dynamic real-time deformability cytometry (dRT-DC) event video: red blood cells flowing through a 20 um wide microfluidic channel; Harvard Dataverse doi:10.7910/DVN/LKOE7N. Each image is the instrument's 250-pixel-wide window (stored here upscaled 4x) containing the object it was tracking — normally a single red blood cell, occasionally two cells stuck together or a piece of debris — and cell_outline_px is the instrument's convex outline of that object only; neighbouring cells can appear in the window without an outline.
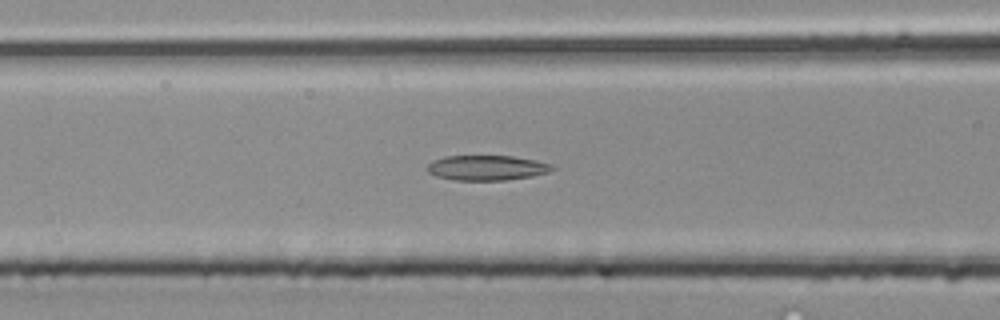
{"species": "common noctule bat (a hibernating species)", "species_latin": "Nyctalus noctula", "temperature_condition": "room temperature", "stored_images_in_passage": 45, "segment_of_instrument_passage": [2, 2], "camera_frame_rate_fps": 3000, "um_per_image_px": 0.085, "animal": {"sex": "male", "body_mass_g": 20.4}, "frame": {"image": 1, "passage_image": 17, "time_ms": 5.333, "image_size_px": [1000, 320], "cell_outline_px": [[556, 168], [548, 172], [532, 176], [504, 180], [456, 180], [436, 176], [428, 172], [428, 164], [432, 160], [444, 156], [512, 156], [552, 164]], "centroid_in_image_um": [41.36, 14.26], "position_along_channel_um": 125.2, "area_um2": 18.09}}
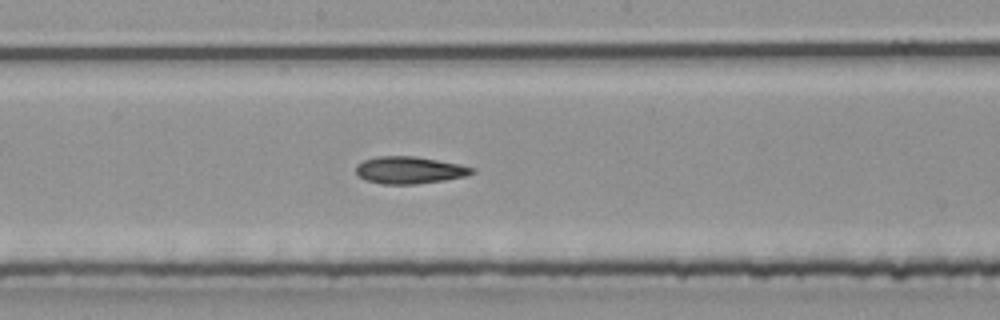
{"frame": {"image": 2, "passage_image": 23, "time_ms": 7.333, "image_size_px": [1000, 320], "cell_outline_px": [[476, 172], [464, 176], [444, 180], [416, 184], [380, 184], [364, 180], [356, 172], [356, 164], [364, 160], [380, 156], [416, 156], [460, 164], [476, 168]], "centroid_in_image_um": [34.81, 14.46], "position_along_channel_um": 213.4, "area_um2": 18.44}}
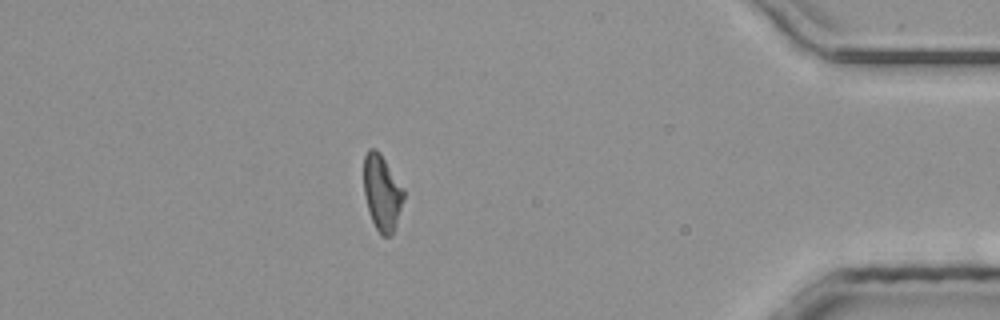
{"frame": {"image": 3, "passage_image": 39, "time_ms": 12.667, "image_size_px": [1000, 320], "cell_outline_px": [[404, 200], [392, 236], [380, 236], [372, 220], [364, 196], [364, 156], [368, 148], [376, 148], [380, 152], [404, 188]], "centroid_in_image_um": [32.48, 16.36], "position_along_channel_um": 402.7, "area_um2": 17.8}}